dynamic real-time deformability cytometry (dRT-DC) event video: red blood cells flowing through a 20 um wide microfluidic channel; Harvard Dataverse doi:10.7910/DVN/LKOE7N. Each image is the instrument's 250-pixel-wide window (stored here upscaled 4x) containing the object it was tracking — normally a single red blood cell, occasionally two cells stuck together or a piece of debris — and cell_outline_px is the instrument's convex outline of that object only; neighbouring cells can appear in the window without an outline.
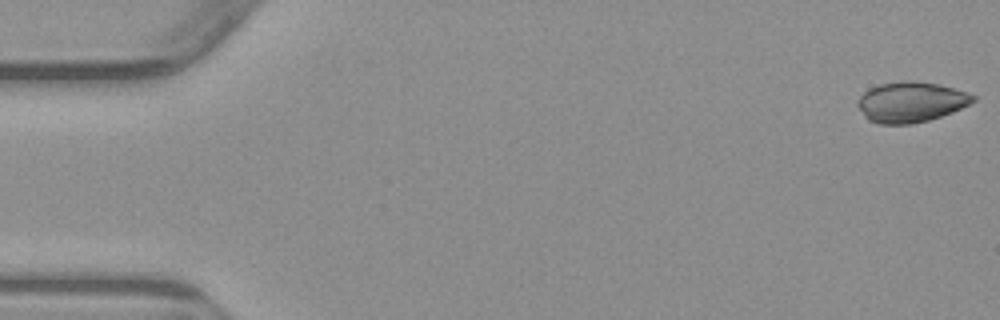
{"species": "common noctule bat (a hibernating species)", "species_latin": "Nyctalus noctula", "temperature_condition": "warm", "stored_images_in_passage": 5, "camera_frame_rate_fps": 3000, "um_per_image_px": 0.085, "animal": {"sex": "male", "body_mass_g": 23.1, "forearm_length_mm": 52.7}, "frame": {"image": 1, "passage_image": 1, "time_ms": 0.0, "image_size_px": [1000, 320], "cell_outline_px": [[976, 100], [952, 112], [928, 120], [912, 124], [880, 124], [868, 120], [864, 116], [856, 104], [856, 100], [868, 88], [880, 84], [900, 80], [912, 80], [940, 84], [968, 92], [976, 96]], "centroid_in_image_um": [77.4, 8.65], "position_along_channel_um": 7.6, "area_um2": 27.4}}
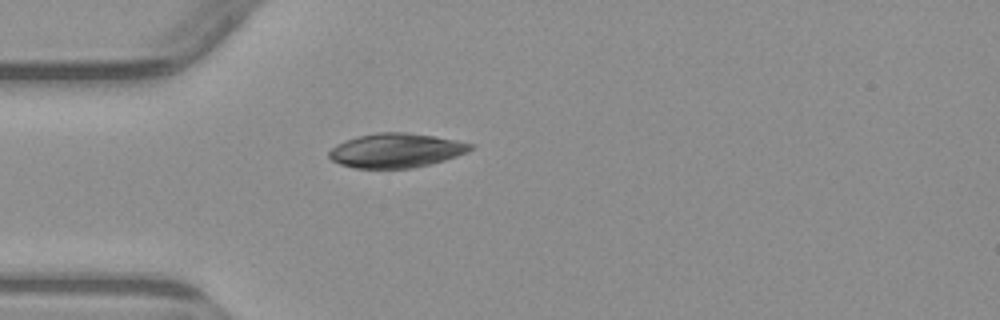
{"frame": {"image": 2, "passage_image": 5, "time_ms": 4.667, "image_size_px": [1000, 320], "cell_outline_px": [[476, 144], [468, 152], [444, 160], [412, 168], [356, 168], [340, 164], [332, 160], [328, 156], [328, 152], [336, 144], [344, 140], [356, 136], [376, 132], [404, 132], [436, 136]], "centroid_in_image_um": [33.66, 12.77], "position_along_channel_um": 51.3, "area_um2": 28.38}}